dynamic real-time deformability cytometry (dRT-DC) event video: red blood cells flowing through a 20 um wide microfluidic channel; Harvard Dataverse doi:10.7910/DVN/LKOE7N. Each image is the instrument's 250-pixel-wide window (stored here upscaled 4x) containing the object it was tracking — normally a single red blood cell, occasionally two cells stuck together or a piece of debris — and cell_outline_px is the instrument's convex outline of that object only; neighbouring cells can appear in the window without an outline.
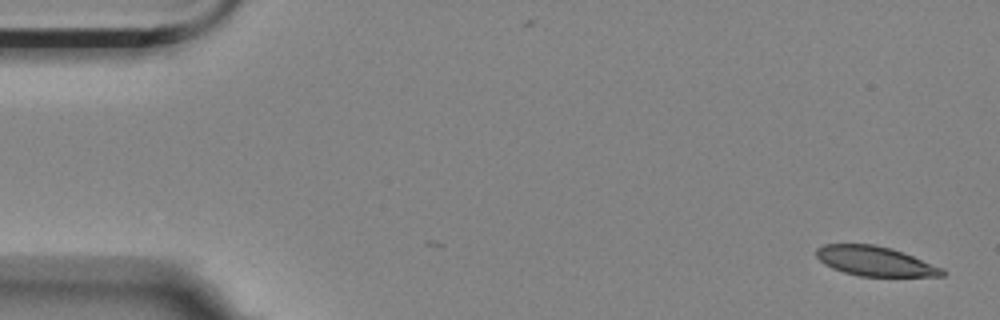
{"species": "Egyptian fruit bat (a non-hibernating species)", "species_latin": "Rousettus aegyptiacus", "temperature_condition": "room temperature", "stored_images_in_passage": 5, "camera_frame_rate_fps": 3000, "um_per_image_px": 0.085, "animal": {"sex": "female"}, "frame": {"image": 1, "passage_image": 5, "time_ms": 1.333, "image_size_px": [1000, 320], "cell_outline_px": [[948, 272], [944, 276], [860, 276], [844, 272], [832, 268], [824, 264], [816, 256], [816, 248], [824, 244], [872, 244], [892, 248], [944, 268]], "centroid_in_image_um": [74.39, 22.2], "position_along_channel_um": 10.6, "area_um2": 21.79}}